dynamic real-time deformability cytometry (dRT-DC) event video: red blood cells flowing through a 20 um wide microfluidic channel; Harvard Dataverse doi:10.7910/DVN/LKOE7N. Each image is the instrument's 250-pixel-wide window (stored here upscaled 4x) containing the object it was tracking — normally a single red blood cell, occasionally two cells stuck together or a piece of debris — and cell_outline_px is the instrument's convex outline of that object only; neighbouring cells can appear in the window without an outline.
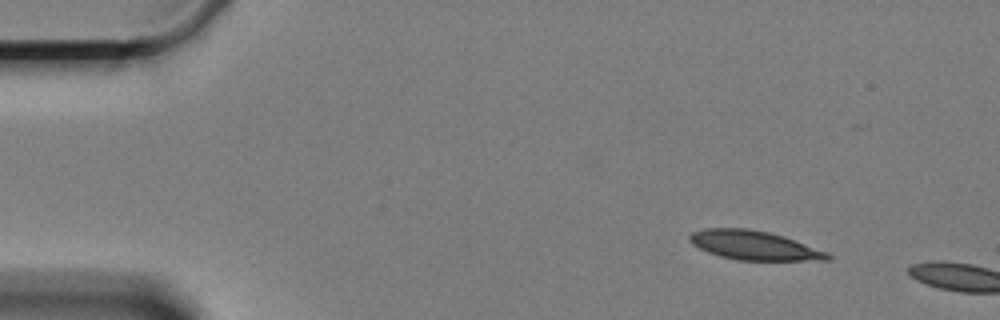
{"species": "Egyptian fruit bat (a non-hibernating species)", "species_latin": "Rousettus aegyptiacus", "temperature_condition": "cold", "stored_images_in_passage": 4, "camera_frame_rate_fps": 3000, "um_per_image_px": 0.085, "animal": {"sex": "female"}, "frame": {"image": 1, "passage_image": 1, "time_ms": 0.0, "image_size_px": [1000, 320], "cell_outline_px": [[832, 260], [736, 260], [720, 256], [708, 252], [692, 244], [688, 240], [688, 236], [692, 232], [704, 228], [748, 228], [768, 232], [784, 236], [828, 252], [832, 256]], "centroid_in_image_um": [64.09, 20.85], "position_along_channel_um": 20.9, "area_um2": 23.47}}